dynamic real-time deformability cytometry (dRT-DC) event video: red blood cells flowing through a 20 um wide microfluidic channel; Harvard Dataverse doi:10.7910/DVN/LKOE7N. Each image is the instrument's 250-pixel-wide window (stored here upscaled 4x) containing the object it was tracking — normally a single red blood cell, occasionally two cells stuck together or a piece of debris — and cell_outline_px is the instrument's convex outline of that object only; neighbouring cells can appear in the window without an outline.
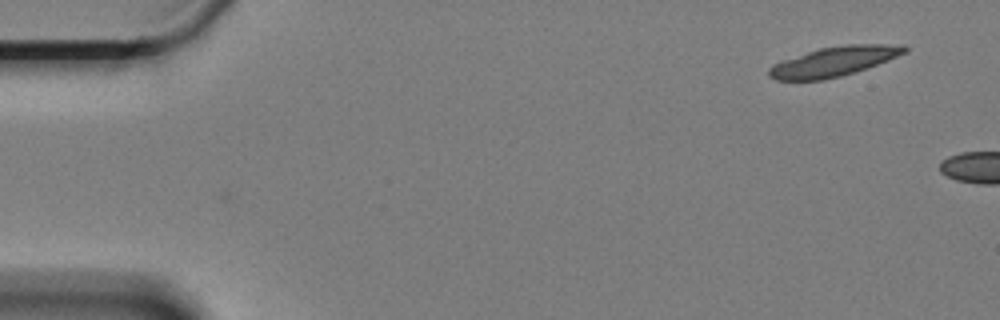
{"species": "Egyptian fruit bat (a non-hibernating species)", "species_latin": "Rousettus aegyptiacus", "temperature_condition": "cold", "stored_images_in_passage": 3, "camera_frame_rate_fps": 3000, "um_per_image_px": 0.085, "animal": {"sex": "female"}, "frame": {"image": 1, "passage_image": 3, "time_ms": 0.667, "image_size_px": [1000, 320], "cell_outline_px": [[908, 52], [888, 60], [840, 76], [824, 80], [776, 80], [768, 76], [768, 68], [772, 64], [780, 60], [820, 48], [848, 44], [904, 44], [908, 48]], "centroid_in_image_um": [70.86, 5.22], "position_along_channel_um": 14.1, "area_um2": 23.41}}